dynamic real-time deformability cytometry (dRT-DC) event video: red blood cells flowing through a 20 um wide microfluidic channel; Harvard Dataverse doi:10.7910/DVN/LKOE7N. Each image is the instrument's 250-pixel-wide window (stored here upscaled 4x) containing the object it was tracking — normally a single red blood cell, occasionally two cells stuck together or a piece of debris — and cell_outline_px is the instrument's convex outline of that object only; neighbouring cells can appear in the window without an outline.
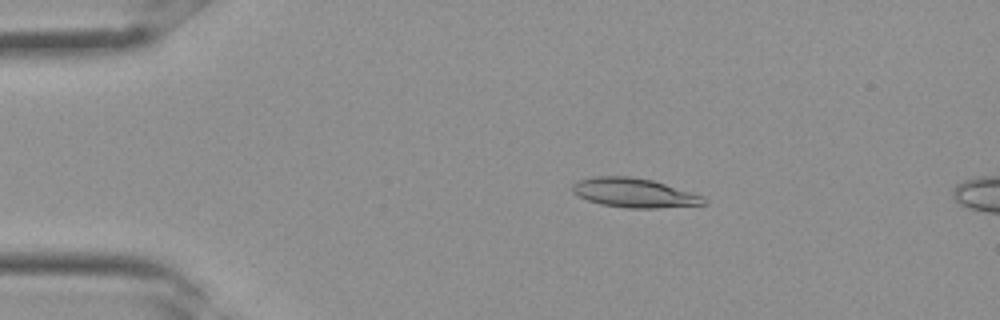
{"species": "Egyptian fruit bat (a non-hibernating species)", "species_latin": "Rousettus aegyptiacus", "temperature_condition": "room temperature", "stored_images_in_passage": 10, "camera_frame_rate_fps": 3000, "um_per_image_px": 0.085, "frame": {"image": 1, "passage_image": 7, "time_ms": 2.0, "image_size_px": [1000, 320], "cell_outline_px": [[708, 204], [656, 208], [624, 208], [600, 204], [588, 200], [572, 192], [572, 184], [576, 180], [592, 176], [632, 176], [652, 180], [704, 196], [708, 200]], "centroid_in_image_um": [53.9, 16.39], "position_along_channel_um": 31.1, "area_um2": 22.6}}